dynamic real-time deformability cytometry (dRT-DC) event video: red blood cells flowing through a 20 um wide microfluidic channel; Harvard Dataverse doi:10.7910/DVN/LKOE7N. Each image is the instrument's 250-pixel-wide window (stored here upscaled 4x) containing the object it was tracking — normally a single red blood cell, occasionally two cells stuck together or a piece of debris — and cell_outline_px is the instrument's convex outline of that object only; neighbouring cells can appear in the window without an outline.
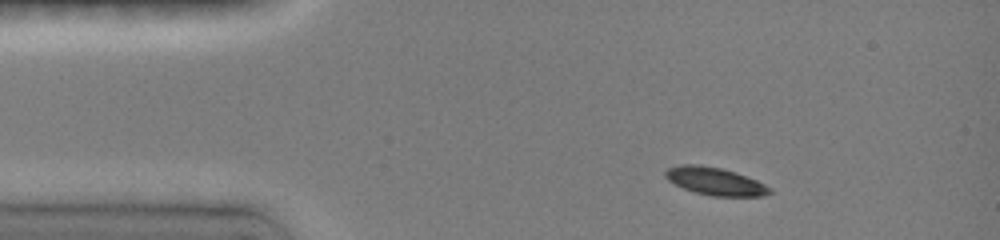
{"species": "common noctule bat (a hibernating species)", "species_latin": "Nyctalus noctula", "temperature_condition": "room temperature", "stored_images_in_passage": 4, "camera_frame_rate_fps": 3000, "um_per_image_px": 0.085, "animal": {"sex": "female", "body_mass_g": 19.0, "forearm_length_mm": 51.5}, "frame": {"image": 1, "passage_image": 2, "time_ms": 1.0, "image_size_px": [1000, 240], "cell_outline_px": [[772, 192], [764, 196], [712, 196], [696, 192], [684, 188], [668, 180], [664, 176], [664, 172], [668, 168], [680, 164], [700, 164], [720, 168], [736, 172], [756, 180], [772, 188]], "centroid_in_image_um": [60.79, 15.4], "position_along_channel_um": 24.2, "area_um2": 16.82}}